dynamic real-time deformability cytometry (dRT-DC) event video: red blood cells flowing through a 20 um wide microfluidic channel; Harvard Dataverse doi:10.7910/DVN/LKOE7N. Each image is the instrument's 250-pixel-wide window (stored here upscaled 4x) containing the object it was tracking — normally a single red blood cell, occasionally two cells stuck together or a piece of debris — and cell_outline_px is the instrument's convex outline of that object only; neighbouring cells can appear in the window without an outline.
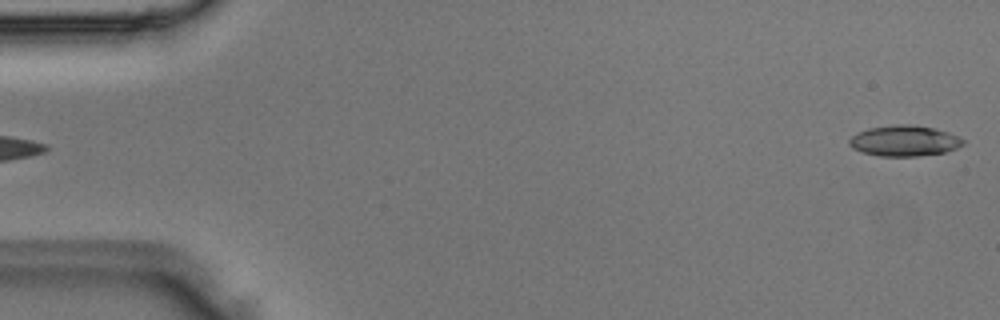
{"species": "Egyptian fruit bat (a non-hibernating species)", "species_latin": "Rousettus aegyptiacus", "temperature_condition": "room temperature", "stored_images_in_passage": 5, "camera_frame_rate_fps": 3000, "um_per_image_px": 0.085, "animal": {"sex": "male"}, "frame": {"image": 1, "passage_image": 5, "time_ms": 1.333, "image_size_px": [1000, 320], "cell_outline_px": [[964, 144], [956, 148], [944, 152], [916, 156], [880, 156], [864, 152], [852, 148], [848, 144], [848, 140], [852, 136], [868, 128], [896, 124], [908, 124], [932, 128], [948, 132], [960, 136], [964, 140]], "centroid_in_image_um": [76.87, 11.96], "position_along_channel_um": 8.1, "area_um2": 20.23}}